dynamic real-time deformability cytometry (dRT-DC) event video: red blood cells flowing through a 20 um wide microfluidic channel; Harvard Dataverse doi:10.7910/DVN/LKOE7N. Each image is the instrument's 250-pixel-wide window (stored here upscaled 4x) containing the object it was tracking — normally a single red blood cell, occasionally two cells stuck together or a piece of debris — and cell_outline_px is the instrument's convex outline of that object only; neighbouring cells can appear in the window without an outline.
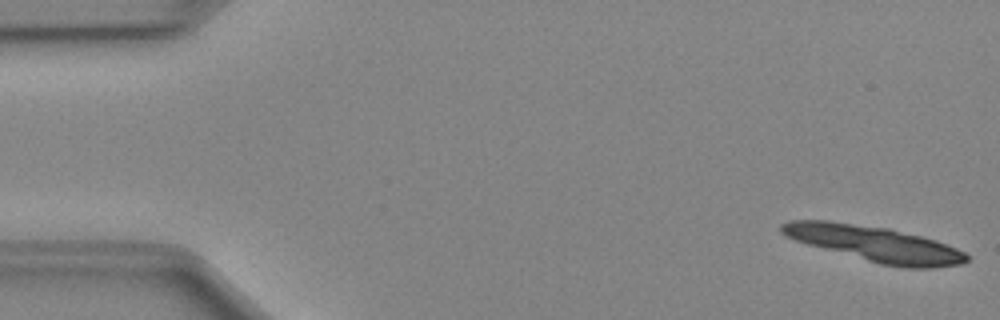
{"species": "Egyptian fruit bat (a non-hibernating species)", "species_latin": "Rousettus aegyptiacus", "temperature_condition": "cold", "stored_images_in_passage": 13, "camera_frame_rate_fps": 3000, "um_per_image_px": 0.085, "animal": {"sex": "female"}, "frame": {"image": 1, "passage_image": 1, "time_ms": 0.0, "image_size_px": [1000, 320], "cell_outline_px": [[968, 260], [960, 264], [928, 268], [904, 268], [880, 264], [808, 244], [796, 240], [780, 232], [780, 224], [788, 220], [828, 220], [888, 228], [936, 240], [956, 248], [964, 252], [968, 256]], "centroid_in_image_um": [74.34, 20.72], "position_along_channel_um": 10.7, "area_um2": 37.92}}